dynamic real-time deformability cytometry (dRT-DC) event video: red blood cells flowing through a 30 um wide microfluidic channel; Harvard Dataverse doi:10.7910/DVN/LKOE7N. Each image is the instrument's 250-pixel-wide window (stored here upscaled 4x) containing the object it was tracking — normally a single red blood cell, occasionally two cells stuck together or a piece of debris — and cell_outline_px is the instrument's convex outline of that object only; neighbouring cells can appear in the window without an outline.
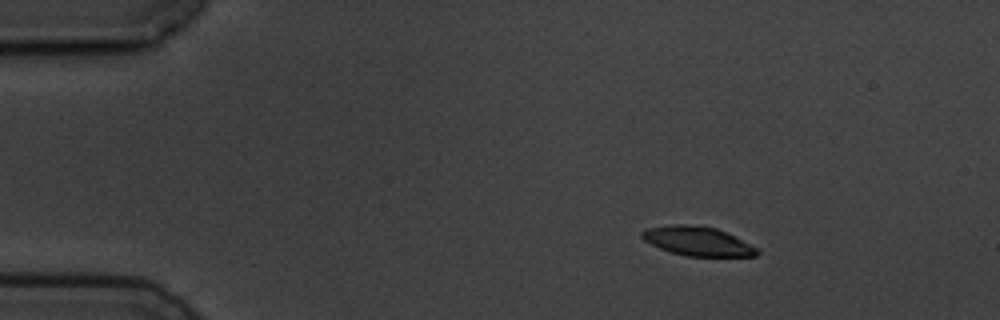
{"species": "common noctule bat (a hibernating species)", "species_latin": "Nyctalus noctula", "temperature_condition": "cold", "stored_images_in_passage": 3, "camera_frame_rate_fps": 3000, "um_per_image_px": 0.085, "animal": {"sex": "male", "body_mass_g": 19.5, "forearm_length_mm": 54.6}, "frame": {"image": 1, "passage_image": 1, "time_ms": 0.0, "image_size_px": [1000, 320], "cell_outline_px": [[760, 252], [756, 256], [684, 256], [660, 248], [644, 240], [640, 236], [640, 232], [648, 228], [672, 224], [684, 224], [716, 228], [760, 248]], "centroid_in_image_um": [59.31, 20.5], "position_along_channel_um": 25.7, "area_um2": 19.48}}